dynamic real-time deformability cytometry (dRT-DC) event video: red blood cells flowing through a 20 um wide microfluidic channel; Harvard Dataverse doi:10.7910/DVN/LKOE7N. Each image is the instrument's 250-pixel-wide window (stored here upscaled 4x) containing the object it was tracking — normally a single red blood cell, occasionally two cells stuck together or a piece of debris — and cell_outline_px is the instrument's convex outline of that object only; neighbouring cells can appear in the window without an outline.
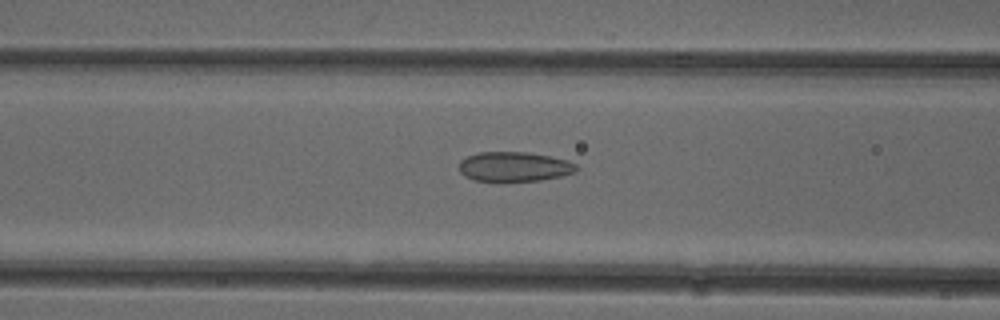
{"species": "common noctule bat (a hibernating species)", "species_latin": "Nyctalus noctula", "temperature_condition": "cold", "stored_images_in_passage": 29, "camera_frame_rate_fps": 3000, "um_per_image_px": 0.085, "animal": {"sex": "female"}, "frame": {"image": 1, "passage_image": 10, "time_ms": 3.0, "image_size_px": [1000, 320], "cell_outline_px": [[580, 168], [576, 172], [560, 176], [540, 180], [476, 180], [464, 176], [460, 172], [460, 160], [468, 156], [480, 152], [528, 152], [552, 156], [568, 160], [576, 164]], "centroid_in_image_um": [43.76, 14.14], "position_along_channel_um": 122.8, "area_um2": 20.11}}
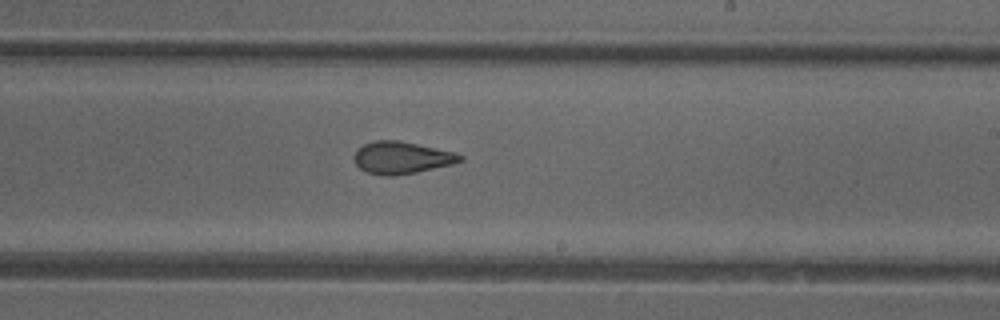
{"frame": {"image": 2, "passage_image": 20, "time_ms": 6.333, "image_size_px": [1000, 320], "cell_outline_px": [[464, 160], [452, 164], [416, 172], [396, 176], [384, 176], [368, 172], [360, 168], [356, 164], [352, 156], [356, 148], [364, 144], [376, 140], [400, 140], [456, 152], [464, 156]], "centroid_in_image_um": [34.13, 13.39], "position_along_channel_um": 254.9, "area_um2": 20.11}}
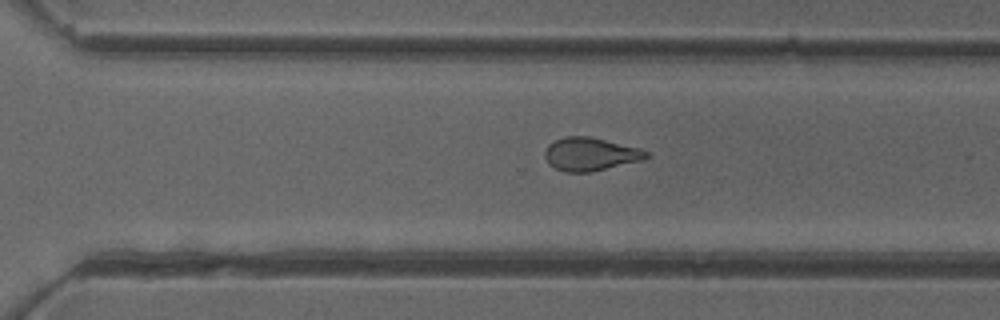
{"frame": {"image": 3, "passage_image": 25, "time_ms": 8.0, "image_size_px": [1000, 320], "cell_outline_px": [[652, 156], [644, 160], [588, 172], [564, 172], [548, 164], [544, 156], [544, 152], [548, 144], [564, 136], [588, 136], [640, 148], [652, 152]], "centroid_in_image_um": [50.21, 13.1], "position_along_channel_um": 320.4, "area_um2": 19.77}, "authors_computed_cell_mechanics": {"area_um2": 20.0566, "velocity_mm_per_s": 3.9467, "shape_relaxation_time_tau1_ms": 11.0189, "shape_relaxation_time_tau2_ms": 1.3222, "deformation_change_tau1": 0.18, "deformation_change_tau2": 0.0773}}